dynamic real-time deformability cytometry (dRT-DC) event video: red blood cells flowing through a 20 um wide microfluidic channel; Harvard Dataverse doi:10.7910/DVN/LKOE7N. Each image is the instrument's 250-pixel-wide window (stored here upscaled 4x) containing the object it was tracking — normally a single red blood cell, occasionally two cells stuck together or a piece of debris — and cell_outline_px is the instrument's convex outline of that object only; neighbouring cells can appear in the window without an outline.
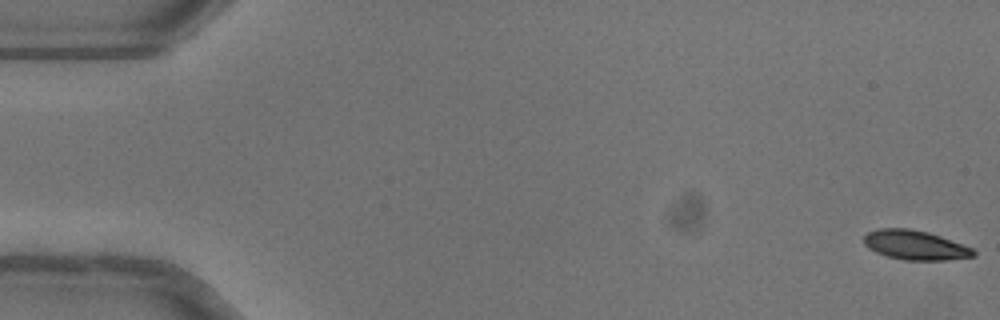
{"species": "common noctule bat (a hibernating species)", "species_latin": "Nyctalus noctula", "temperature_condition": "warm", "stored_images_in_passage": 52, "camera_frame_rate_fps": 3000, "um_per_image_px": 0.085, "animal": {"sex": "female"}, "frame": {"image": 1, "passage_image": 1, "time_ms": 0.0, "image_size_px": [1000, 320], "cell_outline_px": [[976, 256], [944, 260], [904, 260], [888, 256], [876, 252], [868, 248], [864, 244], [864, 236], [868, 232], [880, 228], [908, 228], [928, 232], [940, 236], [972, 248], [976, 252]], "centroid_in_image_um": [77.77, 20.83], "position_along_channel_um": 7.2, "area_um2": 18.67}}
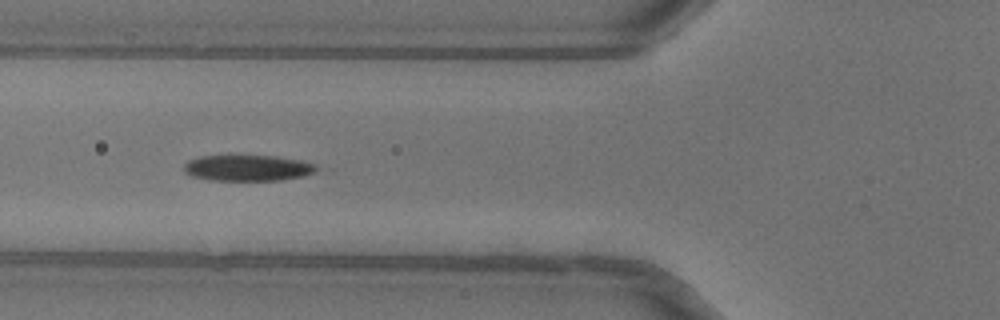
{"frame": {"image": 2, "passage_image": 20, "time_ms": 6.333, "image_size_px": [1000, 320], "cell_outline_px": [[316, 168], [312, 172], [304, 176], [280, 180], [208, 180], [192, 176], [184, 172], [184, 164], [188, 160], [200, 156], [276, 156], [300, 160], [316, 164]], "centroid_in_image_um": [21.01, 14.28], "position_along_channel_um": 104.8, "area_um2": 19.94}}
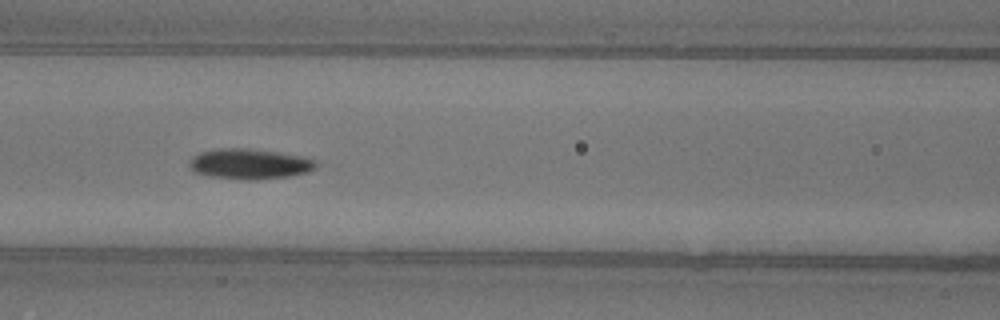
{"frame": {"image": 3, "passage_image": 23, "time_ms": 7.333, "image_size_px": [1000, 320], "cell_outline_px": [[316, 168], [308, 172], [288, 176], [256, 180], [248, 180], [208, 176], [192, 172], [188, 164], [192, 156], [200, 152], [220, 148], [248, 148], [276, 152], [300, 156], [316, 160]], "centroid_in_image_um": [21.17, 13.94], "position_along_channel_um": 145.4, "area_um2": 22.48}, "authors_computed_cell_mechanics": {"area_um2": 20.23, "velocity_mm_per_s": 4.0226, "shape_relaxation_time_tau1_ms": 4.0805, "shape_relaxation_time_tau2_ms": 4.2374, "deformation_change_tau1": 0.1634, "deformation_change_tau2": 0.0675}}